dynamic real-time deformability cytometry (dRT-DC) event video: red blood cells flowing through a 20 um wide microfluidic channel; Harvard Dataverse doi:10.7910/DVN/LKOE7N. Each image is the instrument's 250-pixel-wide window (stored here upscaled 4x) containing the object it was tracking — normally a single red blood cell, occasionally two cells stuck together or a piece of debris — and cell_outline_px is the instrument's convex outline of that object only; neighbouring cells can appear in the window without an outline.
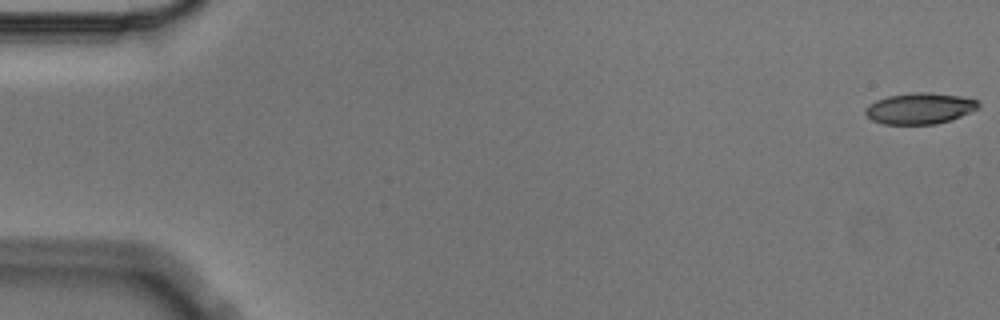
{"species": "Egyptian fruit bat (a non-hibernating species)", "species_latin": "Rousettus aegyptiacus", "temperature_condition": "cold", "stored_images_in_passage": 7, "camera_frame_rate_fps": 3000, "um_per_image_px": 0.085, "animal": {"sex": "male"}, "frame": {"image": 1, "passage_image": 1, "time_ms": 0.0, "image_size_px": [1000, 320], "cell_outline_px": [[980, 108], [952, 120], [936, 124], [884, 124], [872, 120], [864, 112], [864, 108], [868, 104], [876, 100], [888, 96], [916, 92], [928, 92], [960, 96], [976, 100], [980, 104]], "centroid_in_image_um": [78.18, 9.22], "position_along_channel_um": 6.8, "area_um2": 20.58}}
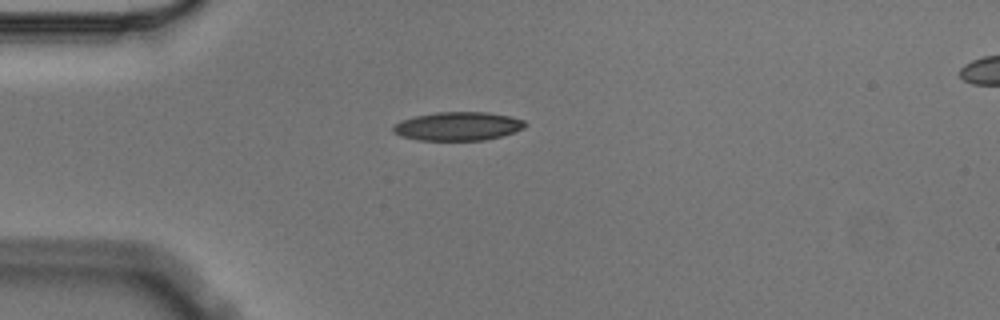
{"frame": {"image": 2, "passage_image": 5, "time_ms": 1.333, "image_size_px": [1000, 320], "cell_outline_px": [[528, 124], [524, 128], [516, 132], [484, 140], [416, 140], [400, 136], [392, 132], [392, 128], [400, 120], [416, 116], [436, 112], [488, 112], [508, 116], [524, 120]], "centroid_in_image_um": [38.92, 10.73], "position_along_channel_um": 46.1, "area_um2": 22.08}}
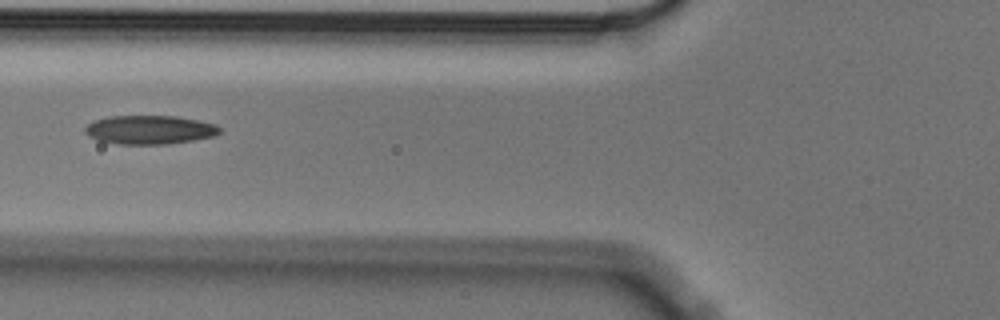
{"frame": {"image": 3, "passage_image": 7, "time_ms": 2.0, "image_size_px": [1000, 320], "cell_outline_px": [[220, 132], [216, 136], [168, 144], [120, 144], [100, 140], [88, 136], [84, 132], [84, 128], [88, 124], [96, 120], [108, 116], [176, 116], [216, 124], [220, 128]], "centroid_in_image_um": [12.73, 11.03], "position_along_channel_um": 113.1, "area_um2": 22.48}}